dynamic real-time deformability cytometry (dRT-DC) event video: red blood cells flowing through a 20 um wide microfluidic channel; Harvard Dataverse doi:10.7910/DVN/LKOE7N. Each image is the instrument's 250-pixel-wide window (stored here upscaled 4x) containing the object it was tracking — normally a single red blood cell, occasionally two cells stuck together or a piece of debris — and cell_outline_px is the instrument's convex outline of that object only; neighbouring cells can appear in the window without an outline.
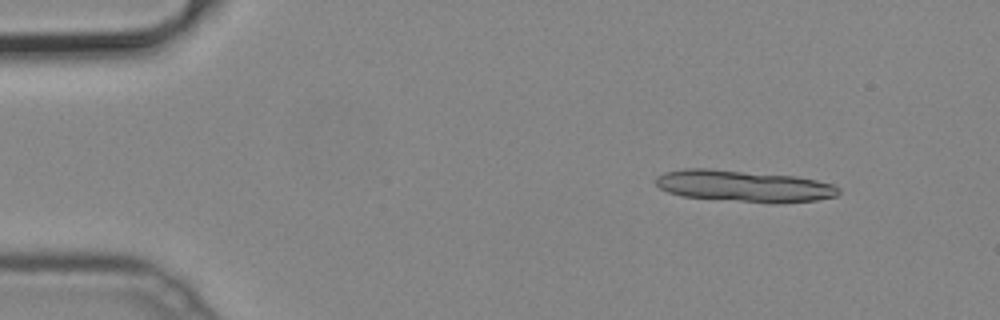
{"species": "common noctule bat (a hibernating species)", "species_latin": "Nyctalus noctula", "temperature_condition": "cold", "stored_images_in_passage": 9, "camera_frame_rate_fps": 3000, "um_per_image_px": 0.085, "animal": {"sex": "male", "body_mass_g": 19.2, "forearm_length_mm": 51.8}, "frame": {"image": 1, "passage_image": 1, "time_ms": 0.0, "image_size_px": [1000, 320], "cell_outline_px": [[840, 192], [836, 196], [816, 200], [776, 204], [680, 196], [668, 192], [660, 188], [656, 184], [656, 176], [664, 172], [684, 168], [708, 168], [796, 176], [816, 180], [832, 184], [840, 188]], "centroid_in_image_um": [63.23, 15.81], "position_along_channel_um": 21.8, "area_um2": 33.87}}